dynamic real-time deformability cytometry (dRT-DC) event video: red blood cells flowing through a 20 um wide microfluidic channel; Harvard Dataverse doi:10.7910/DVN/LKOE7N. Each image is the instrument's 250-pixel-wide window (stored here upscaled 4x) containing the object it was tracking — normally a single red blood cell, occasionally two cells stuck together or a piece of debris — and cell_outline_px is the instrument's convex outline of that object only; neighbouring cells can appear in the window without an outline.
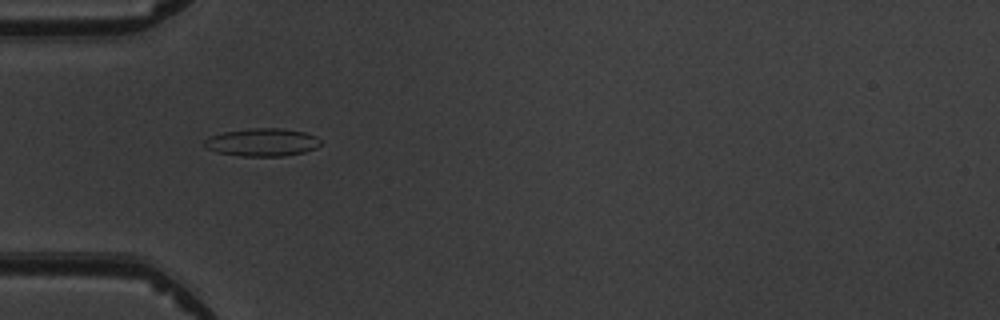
{"species": "common noctule bat (a hibernating species)", "species_latin": "Nyctalus noctula", "temperature_condition": "warm", "stored_images_in_passage": 7, "camera_frame_rate_fps": 3000, "um_per_image_px": 0.085, "animal": {"sex": "male", "body_mass_g": 19.5, "forearm_length_mm": 54.6}, "frame": {"image": 1, "passage_image": 6, "time_ms": 5.667, "image_size_px": [1000, 320], "cell_outline_px": [[320, 144], [316, 148], [304, 152], [284, 156], [240, 156], [216, 152], [208, 148], [204, 144], [204, 140], [208, 136], [224, 132], [248, 128], [280, 128], [304, 132], [316, 136], [320, 140]], "centroid_in_image_um": [22.27, 12.09], "position_along_channel_um": 62.7, "area_um2": 18.9}}
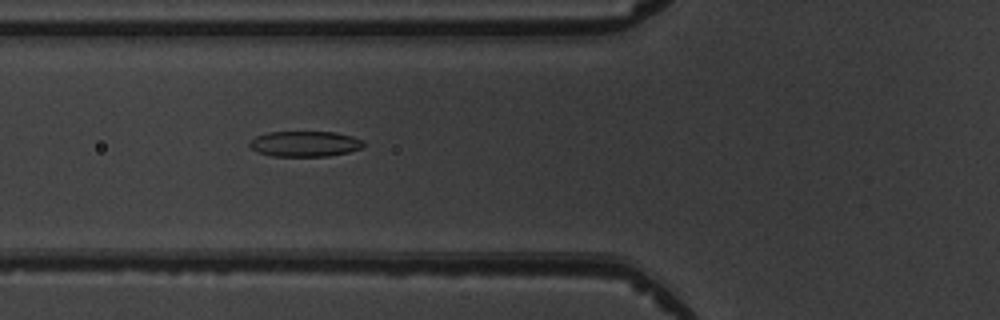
{"frame": {"image": 2, "passage_image": 7, "time_ms": 6.667, "image_size_px": [1000, 320], "cell_outline_px": [[364, 148], [348, 152], [328, 156], [272, 156], [256, 152], [248, 144], [256, 136], [268, 132], [336, 132], [352, 136], [364, 140]], "centroid_in_image_um": [25.94, 12.23], "position_along_channel_um": 99.9, "area_um2": 17.05}}